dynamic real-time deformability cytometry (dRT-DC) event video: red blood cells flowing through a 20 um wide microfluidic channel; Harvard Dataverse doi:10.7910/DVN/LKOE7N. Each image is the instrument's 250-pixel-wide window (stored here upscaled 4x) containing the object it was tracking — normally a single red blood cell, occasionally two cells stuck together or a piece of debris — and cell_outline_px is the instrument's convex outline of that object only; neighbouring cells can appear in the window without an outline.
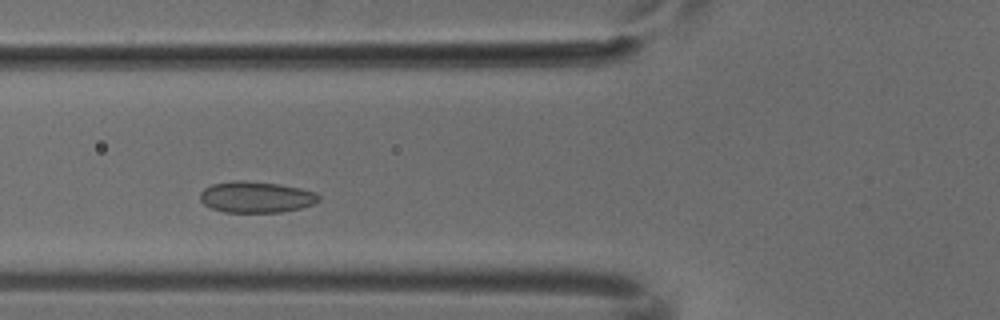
{"species": "common noctule bat (a hibernating species)", "species_latin": "Nyctalus noctula", "temperature_condition": "cold", "stored_images_in_passage": 4, "camera_frame_rate_fps": 3000, "um_per_image_px": 0.085, "animal": {"sex": "male", "body_mass_g": 18.8}, "frame": {"image": 1, "passage_image": 2, "time_ms": 0.333, "image_size_px": [1000, 320], "cell_outline_px": [[320, 200], [312, 204], [300, 208], [280, 212], [224, 212], [212, 208], [204, 204], [200, 200], [200, 192], [204, 188], [212, 184], [236, 180], [244, 180], [276, 184], [300, 188], [316, 192], [320, 196]], "centroid_in_image_um": [21.75, 16.75], "position_along_channel_um": 104.0, "area_um2": 21.5}}
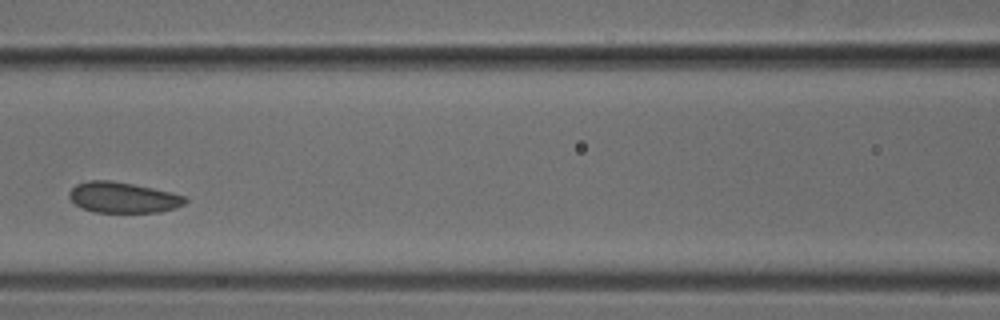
{"frame": {"image": 2, "passage_image": 3, "time_ms": 0.667, "image_size_px": [1000, 320], "cell_outline_px": [[188, 200], [184, 204], [176, 208], [160, 212], [92, 212], [80, 208], [68, 196], [68, 192], [76, 184], [88, 180], [112, 180], [172, 192], [184, 196]], "centroid_in_image_um": [10.44, 16.79], "position_along_channel_um": 156.2, "area_um2": 20.87}}
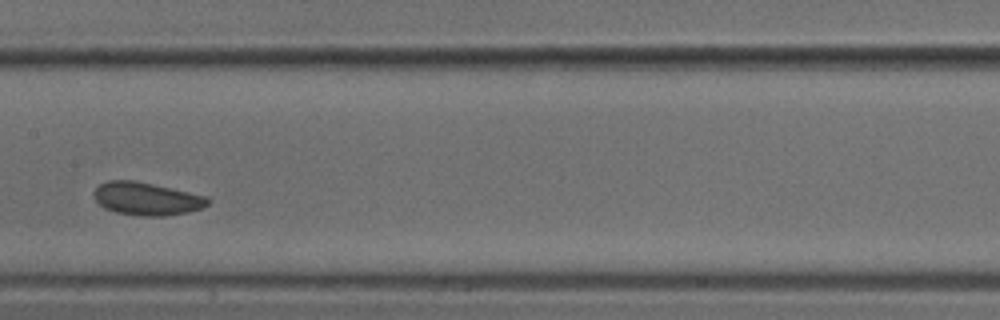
{"frame": {"image": 3, "passage_image": 4, "time_ms": 1.0, "image_size_px": [1000, 320], "cell_outline_px": [[208, 204], [204, 208], [188, 212], [164, 216], [144, 216], [116, 212], [104, 208], [96, 200], [92, 192], [100, 184], [108, 180], [136, 180], [188, 192], [204, 196], [208, 200]], "centroid_in_image_um": [12.43, 16.89], "position_along_channel_um": 195.0, "area_um2": 21.68}}